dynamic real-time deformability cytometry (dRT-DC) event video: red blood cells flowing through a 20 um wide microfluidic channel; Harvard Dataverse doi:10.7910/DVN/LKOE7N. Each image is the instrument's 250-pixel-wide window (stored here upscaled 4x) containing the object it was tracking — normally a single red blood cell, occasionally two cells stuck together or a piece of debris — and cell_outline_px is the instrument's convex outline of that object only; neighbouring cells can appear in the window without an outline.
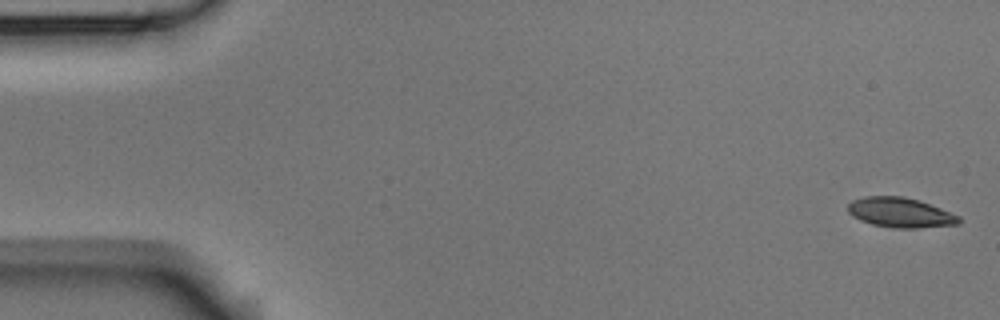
{"species": "Egyptian fruit bat (a non-hibernating species)", "species_latin": "Rousettus aegyptiacus", "temperature_condition": "room temperature", "stored_images_in_passage": 56, "camera_frame_rate_fps": 3000, "um_per_image_px": 0.085, "animal": {"sex": "male"}, "frame": {"image": 1, "passage_image": 1, "time_ms": 0.0, "image_size_px": [1000, 320], "cell_outline_px": [[960, 224], [916, 228], [896, 228], [872, 224], [860, 220], [852, 216], [848, 212], [848, 204], [852, 200], [864, 196], [904, 196], [920, 200], [960, 216]], "centroid_in_image_um": [76.52, 18.06], "position_along_channel_um": 8.5, "area_um2": 19.36}}
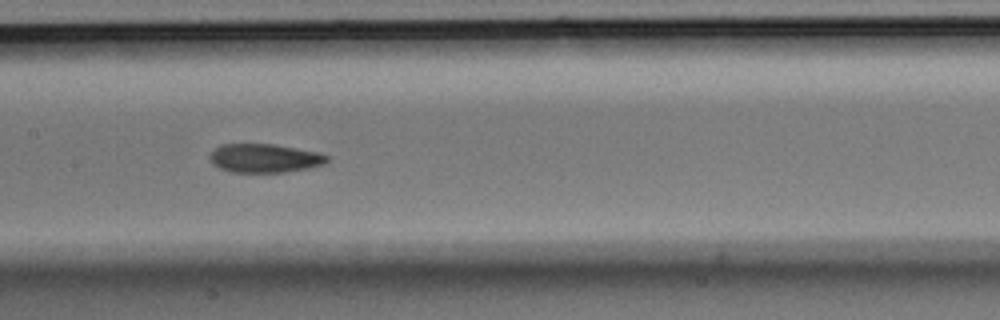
{"frame": {"image": 2, "passage_image": 27, "time_ms": 8.667, "image_size_px": [1000, 320], "cell_outline_px": [[328, 160], [324, 164], [308, 168], [284, 172], [232, 172], [220, 168], [212, 164], [212, 152], [220, 144], [272, 144], [320, 152], [328, 156]], "centroid_in_image_um": [22.52, 13.44], "position_along_channel_um": 184.9, "area_um2": 19.42}}
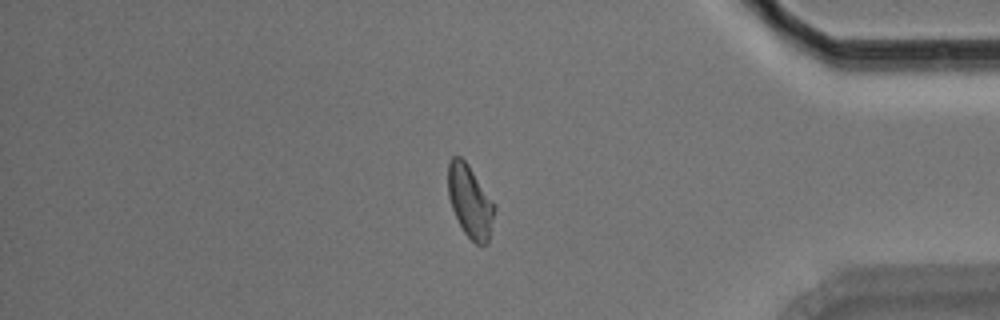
{"frame": {"image": 3, "passage_image": 47, "time_ms": 15.333, "image_size_px": [1000, 320], "cell_outline_px": [[496, 208], [488, 244], [476, 244], [464, 232], [452, 208], [448, 196], [448, 164], [452, 156], [460, 156], [468, 164], [496, 204]], "centroid_in_image_um": [39.98, 17.11], "position_along_channel_um": 395.2, "area_um2": 19.65}, "authors_computed_cell_mechanics": {"area_um2": 19.652, "velocity_mm_per_s": 3.5896, "shape_relaxation_time_tau1_ms": 3.448, "shape_relaxation_time_tau2_ms": 1.8552, "deformation_change_tau1": 0.1282, "deformation_change_tau2": 0.0789}}